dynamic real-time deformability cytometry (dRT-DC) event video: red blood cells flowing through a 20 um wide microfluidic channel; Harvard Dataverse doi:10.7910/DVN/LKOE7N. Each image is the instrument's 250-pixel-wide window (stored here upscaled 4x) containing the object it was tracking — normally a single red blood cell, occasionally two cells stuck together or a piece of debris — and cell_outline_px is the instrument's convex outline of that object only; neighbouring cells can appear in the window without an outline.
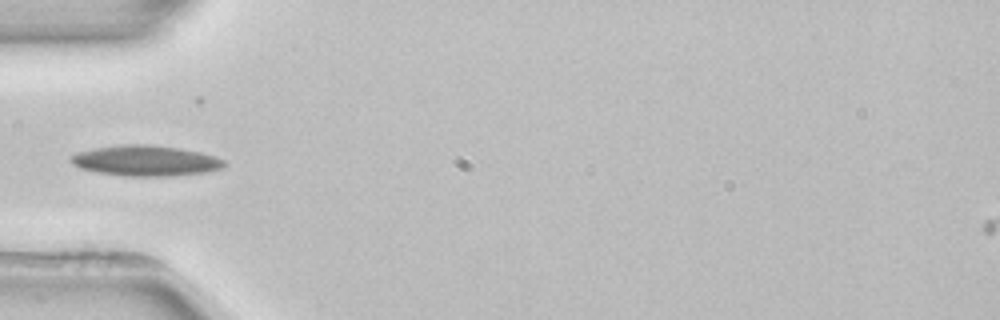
{"species": "common noctule bat (a hibernating species)", "species_latin": "Nyctalus noctula", "temperature_condition": "room temperature", "stored_images_in_passage": 5, "camera_frame_rate_fps": 3000, "um_per_image_px": 0.085, "animal": {"sex": "female", "body_mass_g": 22.7, "forearm_length_mm": 54.2}, "frame": {"image": 1, "passage_image": 5, "time_ms": 4.667, "image_size_px": [1000, 320], "cell_outline_px": [[224, 164], [220, 168], [204, 172], [168, 176], [124, 176], [96, 172], [80, 168], [72, 164], [72, 156], [76, 152], [96, 148], [124, 144], [148, 144], [180, 148], [200, 152], [216, 156], [224, 160]], "centroid_in_image_um": [12.36, 13.65], "position_along_channel_um": 72.6, "area_um2": 27.11}}